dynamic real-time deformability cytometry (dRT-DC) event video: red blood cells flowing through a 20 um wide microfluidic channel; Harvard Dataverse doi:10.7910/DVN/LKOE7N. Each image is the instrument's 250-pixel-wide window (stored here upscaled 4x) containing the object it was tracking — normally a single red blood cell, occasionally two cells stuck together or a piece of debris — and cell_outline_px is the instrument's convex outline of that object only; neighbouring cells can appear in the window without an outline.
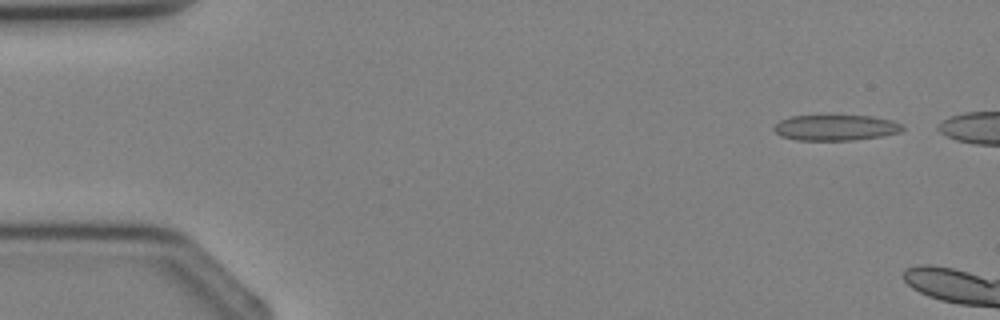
{"species": "Egyptian fruit bat (a non-hibernating species)", "species_latin": "Rousettus aegyptiacus", "temperature_condition": "cold", "stored_images_in_passage": 2, "segment_of_instrument_passage": [2, 2], "camera_frame_rate_fps": 3000, "um_per_image_px": 0.085, "animal": {"sex": "female"}, "frame": {"image": 1, "passage_image": 2, "time_ms": 2.0, "image_size_px": [1000, 320], "cell_outline_px": [[904, 128], [900, 132], [884, 136], [852, 140], [796, 140], [780, 136], [772, 128], [780, 120], [788, 116], [872, 116], [892, 120], [904, 124]], "centroid_in_image_um": [71.05, 10.85], "position_along_channel_um": 14.0, "area_um2": 19.36}}